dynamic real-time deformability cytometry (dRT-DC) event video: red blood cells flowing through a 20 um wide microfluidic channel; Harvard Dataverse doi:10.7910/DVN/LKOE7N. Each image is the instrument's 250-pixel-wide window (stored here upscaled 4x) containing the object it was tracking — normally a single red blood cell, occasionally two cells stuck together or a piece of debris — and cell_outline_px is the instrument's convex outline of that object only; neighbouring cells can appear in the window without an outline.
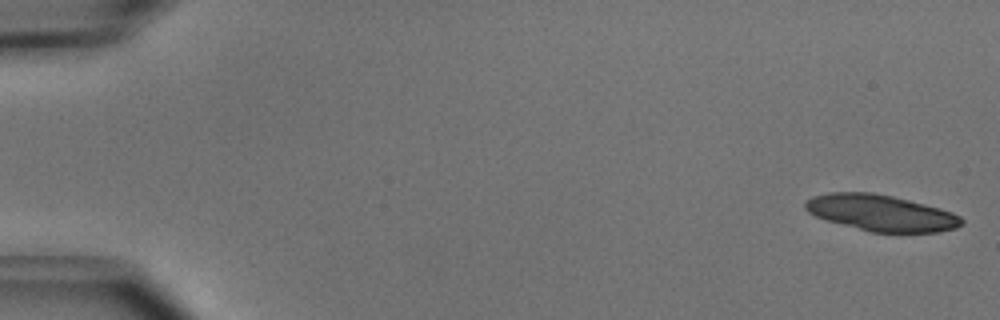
{"species": "common noctule bat (a hibernating species)", "species_latin": "Nyctalus noctula", "temperature_condition": "cold", "stored_images_in_passage": 19, "camera_frame_rate_fps": 3000, "um_per_image_px": 0.085, "animal": {"sex": "male", "body_mass_g": 15.6}, "frame": {"image": 1, "passage_image": 1, "time_ms": 0.0, "image_size_px": [1000, 320], "cell_outline_px": [[964, 224], [956, 228], [940, 232], [872, 232], [828, 220], [816, 216], [808, 212], [804, 208], [804, 204], [812, 196], [828, 192], [872, 192], [892, 196], [940, 208], [952, 212], [960, 216], [964, 220]], "centroid_in_image_um": [74.91, 18.09], "position_along_channel_um": 10.1, "area_um2": 32.83}}